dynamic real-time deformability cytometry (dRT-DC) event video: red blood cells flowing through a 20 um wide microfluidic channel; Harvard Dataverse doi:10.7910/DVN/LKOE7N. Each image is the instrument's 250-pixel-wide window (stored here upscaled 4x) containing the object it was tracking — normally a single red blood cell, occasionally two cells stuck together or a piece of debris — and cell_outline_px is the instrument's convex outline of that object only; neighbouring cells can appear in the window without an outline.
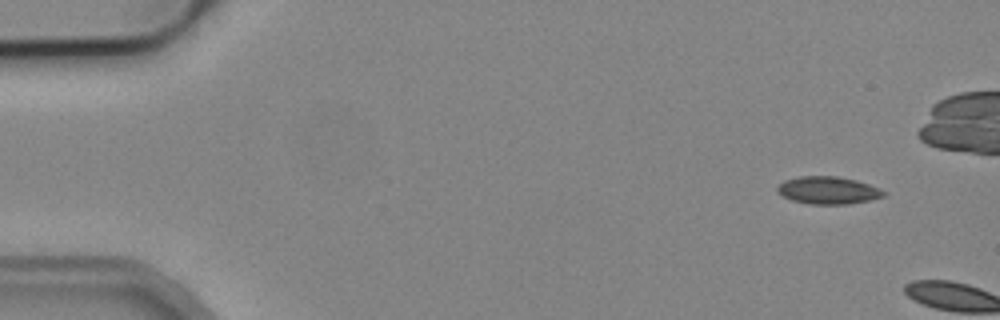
{"species": "common noctule bat (a hibernating species)", "species_latin": "Nyctalus noctula", "temperature_condition": "cold", "stored_images_in_passage": 2, "camera_frame_rate_fps": 3000, "um_per_image_px": 0.085, "animal": {"sex": "male", "body_mass_g": 19.2, "forearm_length_mm": 51.8}, "frame": {"image": 1, "passage_image": 1, "time_ms": 0.0, "image_size_px": [1000, 320], "cell_outline_px": [[888, 192], [884, 196], [868, 200], [848, 204], [808, 204], [792, 200], [780, 196], [776, 192], [776, 188], [784, 180], [800, 176], [836, 176], [856, 180], [880, 188]], "centroid_in_image_um": [70.36, 16.18], "position_along_channel_um": 14.6, "area_um2": 17.17}}